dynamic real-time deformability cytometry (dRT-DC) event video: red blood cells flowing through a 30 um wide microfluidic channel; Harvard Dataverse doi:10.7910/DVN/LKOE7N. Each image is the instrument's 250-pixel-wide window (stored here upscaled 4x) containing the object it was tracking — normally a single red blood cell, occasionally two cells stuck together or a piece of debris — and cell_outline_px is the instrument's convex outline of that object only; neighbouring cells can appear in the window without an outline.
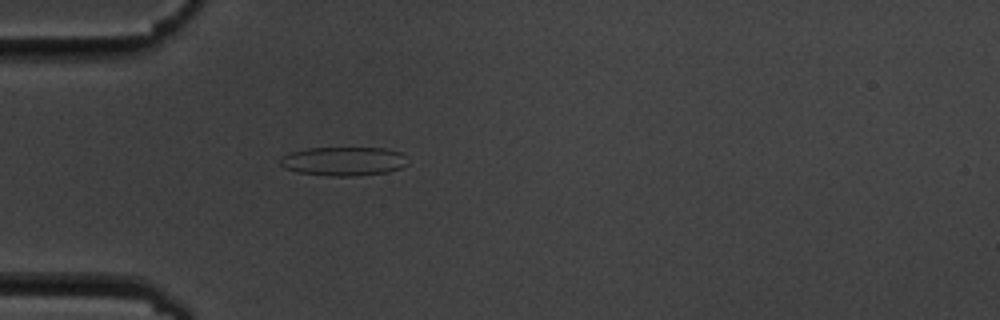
{"species": "common noctule bat (a hibernating species)", "species_latin": "Nyctalus noctula", "temperature_condition": "cold", "stored_images_in_passage": 4, "camera_frame_rate_fps": 3000, "um_per_image_px": 0.085, "animal": {"sex": "male", "body_mass_g": 19.5, "forearm_length_mm": 54.6}, "frame": {"image": 1, "passage_image": 4, "time_ms": 3.333, "image_size_px": [1000, 320], "cell_outline_px": [[408, 164], [400, 168], [388, 172], [352, 176], [328, 176], [296, 172], [284, 168], [280, 164], [280, 160], [284, 156], [292, 152], [308, 148], [384, 148], [400, 152], [404, 156]], "centroid_in_image_um": [29.2, 13.71], "position_along_channel_um": 55.8, "area_um2": 21.39}}